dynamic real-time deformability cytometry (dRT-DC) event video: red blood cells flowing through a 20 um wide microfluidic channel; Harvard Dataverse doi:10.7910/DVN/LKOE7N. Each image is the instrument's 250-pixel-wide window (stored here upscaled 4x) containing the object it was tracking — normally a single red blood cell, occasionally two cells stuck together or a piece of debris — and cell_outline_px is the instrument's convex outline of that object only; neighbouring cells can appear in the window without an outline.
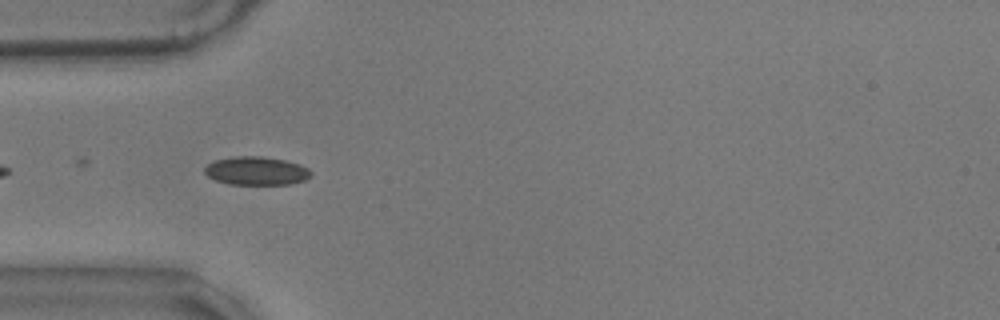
{"species": "common noctule bat (a hibernating species)", "species_latin": "Nyctalus noctula", "temperature_condition": "warm", "stored_images_in_passage": 12, "camera_frame_rate_fps": 3000, "um_per_image_px": 0.085, "animal": {"sex": "male", "body_mass_g": 17.9}, "frame": {"image": 1, "passage_image": 4, "time_ms": 1.0, "image_size_px": [1000, 320], "cell_outline_px": [[312, 176], [304, 180], [292, 184], [228, 184], [216, 180], [208, 176], [204, 172], [204, 168], [208, 164], [216, 160], [236, 156], [260, 156], [284, 160], [300, 164], [308, 168], [312, 172]], "centroid_in_image_um": [21.81, 14.52], "position_along_channel_um": 63.2, "area_um2": 17.57}}